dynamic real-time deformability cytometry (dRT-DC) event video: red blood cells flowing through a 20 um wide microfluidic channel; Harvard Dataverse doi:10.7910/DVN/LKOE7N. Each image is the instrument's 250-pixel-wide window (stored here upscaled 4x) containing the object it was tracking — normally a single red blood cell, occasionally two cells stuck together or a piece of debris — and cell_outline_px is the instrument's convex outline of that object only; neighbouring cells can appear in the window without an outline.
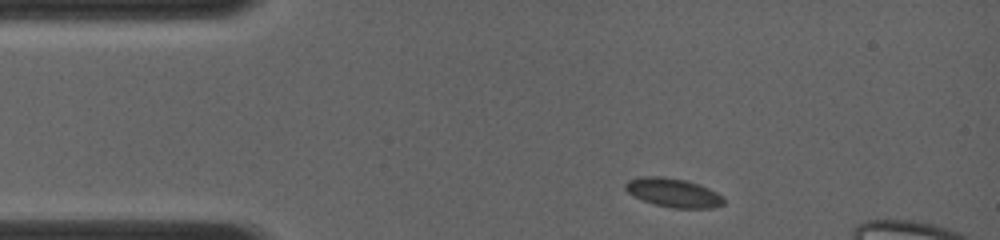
{"species": "common noctule bat (a hibernating species)", "species_latin": "Nyctalus noctula", "temperature_condition": "room temperature", "stored_images_in_passage": 3, "camera_frame_rate_fps": 4000, "um_per_image_px": 0.085, "animal": {"sex": "female", "body_mass_g": 19.0, "forearm_length_mm": 56.7}, "frame": {"image": 1, "passage_image": 1, "time_ms": 0.0, "image_size_px": [1000, 240], "cell_outline_px": [[724, 204], [712, 208], [672, 208], [656, 204], [644, 200], [628, 192], [624, 188], [624, 184], [628, 180], [640, 176], [664, 176], [684, 180], [700, 184], [724, 196]], "centroid_in_image_um": [57.25, 16.37], "position_along_channel_um": 27.8, "area_um2": 16.53}}